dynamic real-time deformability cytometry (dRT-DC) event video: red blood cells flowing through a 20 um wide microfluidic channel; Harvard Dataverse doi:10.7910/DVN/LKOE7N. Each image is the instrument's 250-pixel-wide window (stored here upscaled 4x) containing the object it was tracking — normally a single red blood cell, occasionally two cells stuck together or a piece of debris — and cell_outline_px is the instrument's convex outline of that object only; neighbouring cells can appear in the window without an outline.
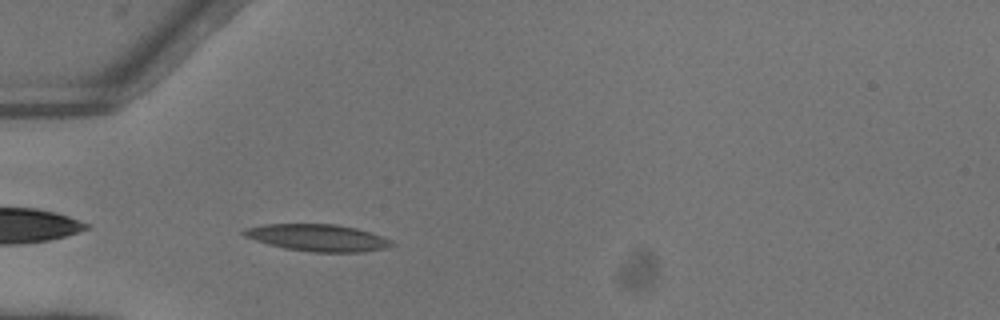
{"species": "common noctule bat (a hibernating species)", "species_latin": "Nyctalus noctula", "temperature_condition": "warm", "stored_images_in_passage": 30, "camera_frame_rate_fps": 3000, "um_per_image_px": 0.085, "animal": {"sex": "female"}, "frame": {"image": 1, "passage_image": 1, "time_ms": 0.0, "image_size_px": [1000, 320], "cell_outline_px": [[396, 244], [388, 248], [364, 252], [312, 252], [284, 248], [268, 244], [244, 236], [240, 232], [244, 228], [264, 224], [336, 224], [356, 228], [372, 232], [392, 240]], "centroid_in_image_um": [27.04, 20.21], "position_along_channel_um": 58.0, "area_um2": 23.47}}
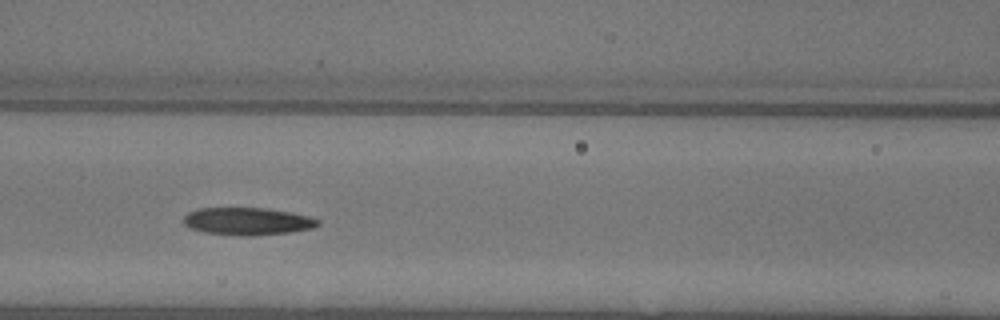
{"frame": {"image": 2, "passage_image": 8, "time_ms": 2.333, "image_size_px": [1000, 320], "cell_outline_px": [[320, 224], [312, 228], [288, 232], [252, 236], [248, 236], [204, 232], [192, 228], [184, 224], [184, 216], [188, 212], [200, 208], [264, 208], [292, 212], [308, 216], [320, 220]], "centroid_in_image_um": [21.05, 18.8], "position_along_channel_um": 145.5, "area_um2": 21.33}}
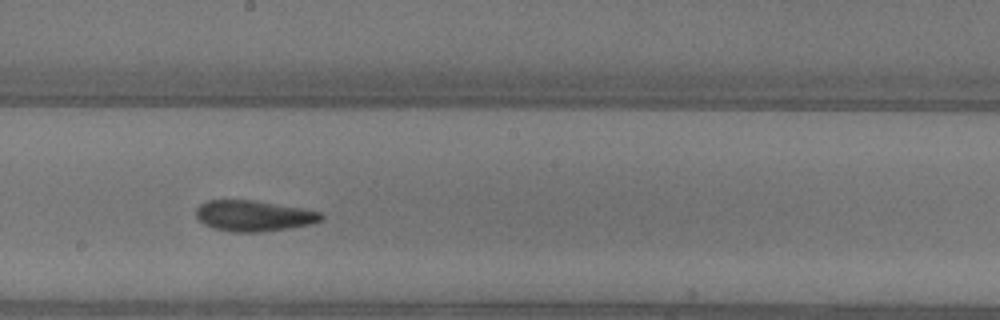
{"frame": {"image": 3, "passage_image": 14, "time_ms": 4.333, "image_size_px": [1000, 320], "cell_outline_px": [[324, 216], [320, 220], [308, 224], [288, 228], [260, 232], [232, 232], [212, 228], [204, 224], [196, 216], [196, 208], [200, 204], [208, 200], [256, 200], [304, 208], [324, 212]], "centroid_in_image_um": [21.57, 18.33], "position_along_channel_um": 226.6, "area_um2": 22.6}, "authors_computed_cell_mechanics": {"area_um2": 22.1374, "velocity_mm_per_s": 4.0664, "shape_relaxation_time_tau1_ms": 4.9916, "shape_relaxation_time_tau2_ms": 3.5077, "deformation_change_tau1": 0.1451, "deformation_change_tau2": 0.1178}}